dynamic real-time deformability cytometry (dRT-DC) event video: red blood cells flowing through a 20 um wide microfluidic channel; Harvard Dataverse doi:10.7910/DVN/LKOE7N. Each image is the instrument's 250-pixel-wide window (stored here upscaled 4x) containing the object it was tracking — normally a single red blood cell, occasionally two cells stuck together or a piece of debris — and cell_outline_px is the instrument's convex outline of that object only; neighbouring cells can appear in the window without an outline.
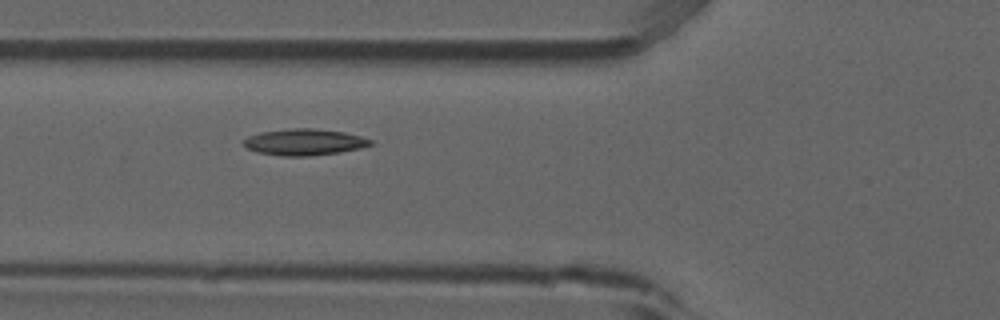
{"species": "common noctule bat (a hibernating species)", "species_latin": "Nyctalus noctula", "temperature_condition": "room temperature", "stored_images_in_passage": 5, "camera_frame_rate_fps": 3000, "um_per_image_px": 0.085, "animal": {"sex": "male", "forearm_length_mm": 52.5}, "frame": {"image": 1, "passage_image": 5, "time_ms": 1.333, "image_size_px": [1000, 320], "cell_outline_px": [[372, 144], [360, 148], [340, 152], [308, 156], [280, 156], [256, 152], [240, 144], [248, 136], [260, 132], [292, 128], [312, 128], [344, 132], [360, 136], [372, 140]], "centroid_in_image_um": [25.82, 12.08], "position_along_channel_um": 100.0, "area_um2": 19.54}}